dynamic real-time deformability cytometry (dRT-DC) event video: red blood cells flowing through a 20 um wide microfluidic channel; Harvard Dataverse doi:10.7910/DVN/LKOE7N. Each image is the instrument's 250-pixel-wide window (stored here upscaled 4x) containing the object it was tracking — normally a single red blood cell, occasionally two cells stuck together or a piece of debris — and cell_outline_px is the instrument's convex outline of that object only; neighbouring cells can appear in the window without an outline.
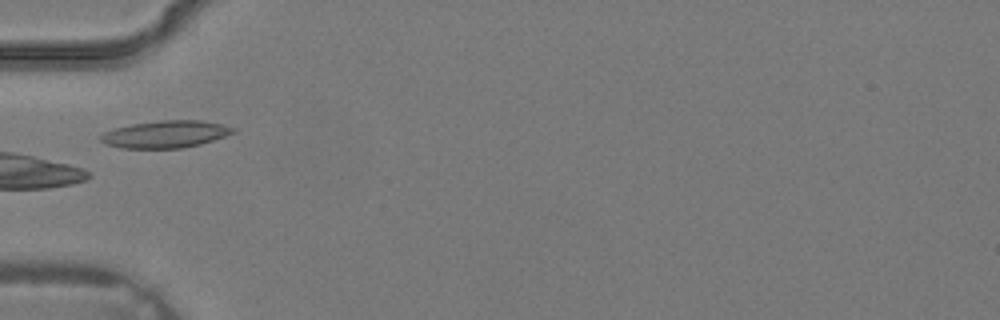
{"species": "common noctule bat (a hibernating species)", "species_latin": "Nyctalus noctula", "temperature_condition": "warm", "stored_images_in_passage": 4, "camera_frame_rate_fps": 3000, "um_per_image_px": 0.085, "animal": {"sex": "male", "body_mass_g": 19.2, "forearm_length_mm": 51.8}, "frame": {"image": 1, "passage_image": 4, "time_ms": 1.0, "image_size_px": [1000, 320], "cell_outline_px": [[236, 132], [200, 144], [180, 148], [120, 148], [104, 144], [100, 140], [100, 136], [104, 132], [116, 128], [132, 124], [160, 120], [200, 120], [220, 124], [236, 128]], "centroid_in_image_um": [14.04, 11.41], "position_along_channel_um": 71.0, "area_um2": 20.87}}